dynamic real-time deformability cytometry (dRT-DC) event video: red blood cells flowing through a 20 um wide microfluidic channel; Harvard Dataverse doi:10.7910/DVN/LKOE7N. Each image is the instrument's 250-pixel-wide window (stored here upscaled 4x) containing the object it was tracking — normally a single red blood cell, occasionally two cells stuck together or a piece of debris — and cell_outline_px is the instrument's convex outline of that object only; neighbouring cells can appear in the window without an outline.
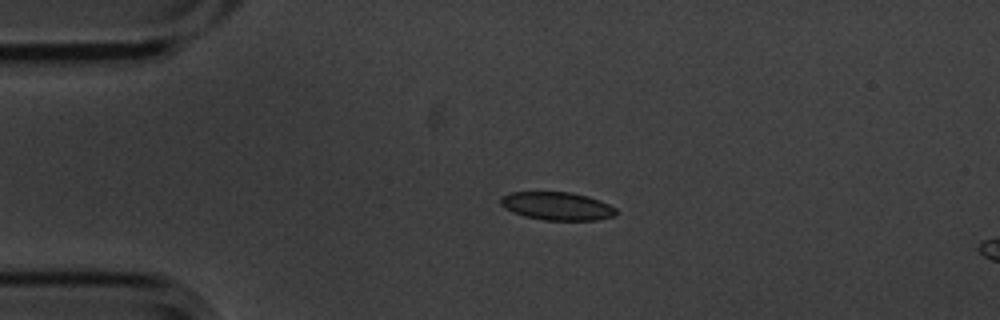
{"species": "common noctule bat (a hibernating species)", "species_latin": "Nyctalus noctula", "temperature_condition": "cold", "stored_images_in_passage": 3, "segment_of_instrument_passage": [1, 2], "camera_frame_rate_fps": 3000, "um_per_image_px": 0.085, "animal": {"sex": "male", "body_mass_g": 20.1, "forearm_length_mm": 53.5}, "frame": {"image": 1, "passage_image": 1, "time_ms": 0.0, "image_size_px": [1000, 320], "cell_outline_px": [[616, 216], [596, 220], [544, 220], [524, 216], [512, 212], [504, 208], [500, 204], [500, 196], [512, 192], [572, 192], [588, 196], [600, 200], [616, 208]], "centroid_in_image_um": [47.34, 17.51], "position_along_channel_um": 37.7, "area_um2": 19.07}}